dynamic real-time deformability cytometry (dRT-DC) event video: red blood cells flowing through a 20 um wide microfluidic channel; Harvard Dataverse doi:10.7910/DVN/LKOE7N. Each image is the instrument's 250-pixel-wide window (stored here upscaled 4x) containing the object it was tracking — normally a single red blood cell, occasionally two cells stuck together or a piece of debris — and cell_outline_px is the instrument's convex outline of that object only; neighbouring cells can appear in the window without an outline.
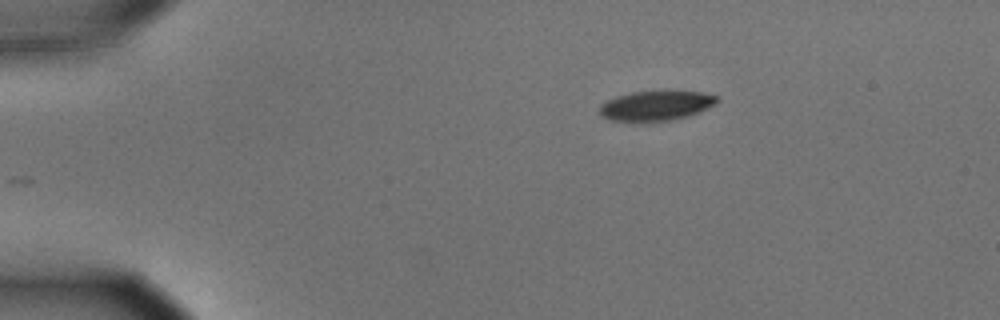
{"species": "common noctule bat (a hibernating species)", "species_latin": "Nyctalus noctula", "temperature_condition": "cold", "stored_images_in_passage": 47, "camera_frame_rate_fps": 3000, "um_per_image_px": 0.085, "animal": {"sex": "male", "body_mass_g": 15.6}, "frame": {"image": 1, "passage_image": 1, "time_ms": 0.0, "image_size_px": [1000, 320], "cell_outline_px": [[720, 100], [716, 104], [700, 112], [688, 116], [668, 120], [644, 124], [608, 120], [600, 112], [600, 104], [616, 96], [632, 92], [700, 92], [716, 96]], "centroid_in_image_um": [55.73, 9.03], "position_along_channel_um": 29.3, "area_um2": 20.63}}
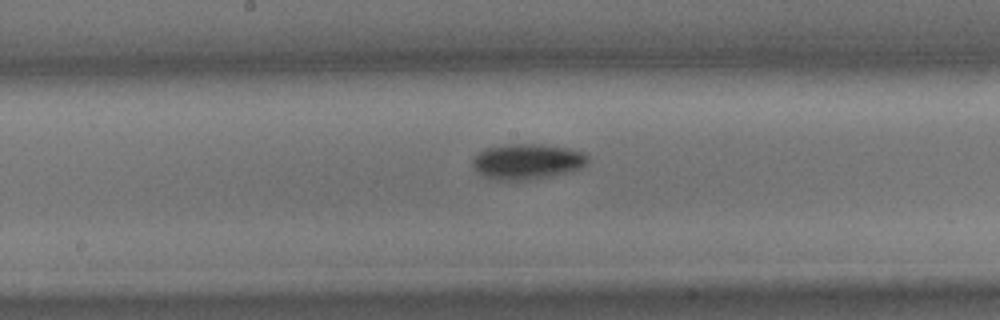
{"frame": {"image": 2, "passage_image": 21, "time_ms": 6.667, "image_size_px": [1000, 320], "cell_outline_px": [[588, 160], [580, 168], [568, 172], [552, 176], [532, 180], [496, 180], [484, 176], [472, 164], [472, 160], [484, 148], [512, 144], [540, 144], [568, 148], [584, 152], [588, 156]], "centroid_in_image_um": [44.83, 13.73], "position_along_channel_um": 203.4, "area_um2": 23.7}}
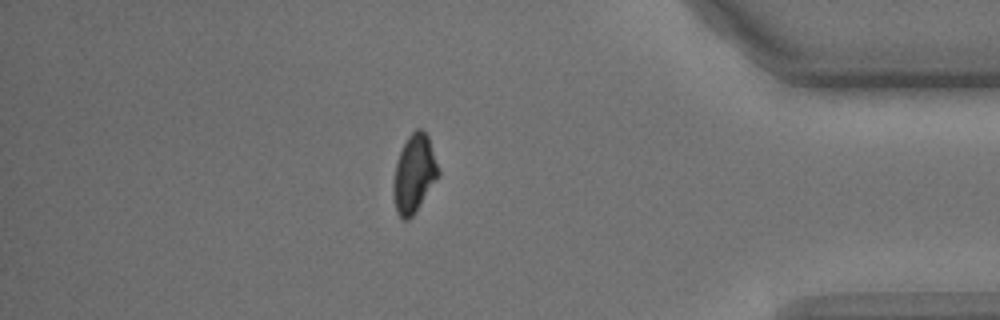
{"frame": {"image": 3, "passage_image": 40, "time_ms": 13.0, "image_size_px": [1000, 320], "cell_outline_px": [[440, 176], [416, 212], [408, 220], [404, 220], [396, 212], [392, 192], [392, 184], [396, 160], [408, 136], [416, 128], [420, 128], [428, 136], [440, 172]], "centroid_in_image_um": [35.19, 14.8], "position_along_channel_um": 400.0, "area_um2": 20.69}, "authors_computed_cell_mechanics": {"area_um2": 22.5998, "velocity_mm_per_s": 3.5747, "shape_relaxation_time_tau1_ms": 1.9599, "shape_relaxation_time_tau2_ms": null, "deformation_change_tau1": 0.1045, "deformation_change_tau2": null}}